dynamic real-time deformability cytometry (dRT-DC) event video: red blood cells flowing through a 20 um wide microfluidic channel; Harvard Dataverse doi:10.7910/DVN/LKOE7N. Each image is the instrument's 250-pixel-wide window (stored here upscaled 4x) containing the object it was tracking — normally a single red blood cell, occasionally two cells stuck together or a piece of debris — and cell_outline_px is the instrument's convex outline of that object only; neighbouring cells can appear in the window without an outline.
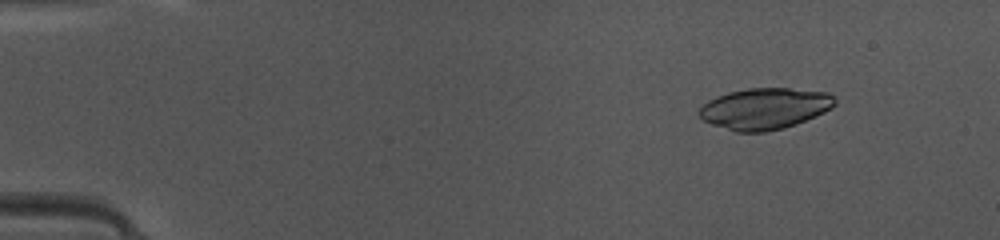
{"species": "common noctule bat (a hibernating species)", "species_latin": "Nyctalus noctula", "temperature_condition": "warm", "stored_images_in_passage": 48, "camera_frame_rate_fps": 3000, "um_per_image_px": 0.085, "animal": {"sex": "female", "body_mass_g": 10.0, "forearm_length_mm": 53.1}, "frame": {"image": 1, "passage_image": 6, "time_ms": 1.667, "image_size_px": [1000, 240], "cell_outline_px": [[836, 104], [832, 108], [816, 116], [796, 124], [784, 128], [764, 132], [736, 132], [712, 124], [704, 120], [700, 116], [700, 108], [708, 100], [728, 92], [748, 88], [788, 88], [828, 92], [836, 100]], "centroid_in_image_um": [65.03, 9.23], "position_along_channel_um": 20.0, "area_um2": 32.54}}